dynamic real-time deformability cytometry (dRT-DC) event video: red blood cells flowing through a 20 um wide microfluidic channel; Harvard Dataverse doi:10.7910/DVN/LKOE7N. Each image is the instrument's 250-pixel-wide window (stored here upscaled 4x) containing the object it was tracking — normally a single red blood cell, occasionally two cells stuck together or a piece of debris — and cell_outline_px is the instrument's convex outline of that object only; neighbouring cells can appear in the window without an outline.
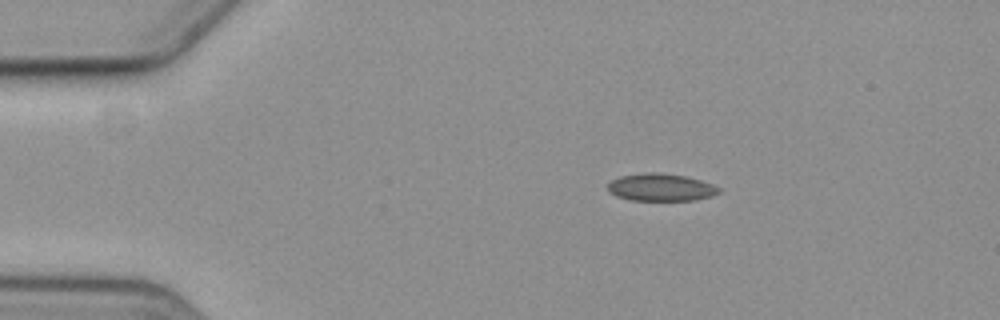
{"species": "common noctule bat (a hibernating species)", "species_latin": "Nyctalus noctula", "temperature_condition": "cold", "stored_images_in_passage": 4, "segment_of_instrument_passage": [1, 2], "camera_frame_rate_fps": 3000, "um_per_image_px": 0.085, "animal": {"sex": "female", "body_mass_g": 19.3, "forearm_length_mm": 54.1}, "frame": {"image": 1, "passage_image": 1, "time_ms": 0.0, "image_size_px": [1000, 320], "cell_outline_px": [[720, 192], [708, 196], [692, 200], [632, 200], [616, 196], [608, 188], [608, 184], [612, 180], [620, 176], [644, 172], [660, 172], [684, 176], [700, 180], [712, 184], [720, 188]], "centroid_in_image_um": [56.15, 15.91], "position_along_channel_um": 28.8, "area_um2": 17.51}}